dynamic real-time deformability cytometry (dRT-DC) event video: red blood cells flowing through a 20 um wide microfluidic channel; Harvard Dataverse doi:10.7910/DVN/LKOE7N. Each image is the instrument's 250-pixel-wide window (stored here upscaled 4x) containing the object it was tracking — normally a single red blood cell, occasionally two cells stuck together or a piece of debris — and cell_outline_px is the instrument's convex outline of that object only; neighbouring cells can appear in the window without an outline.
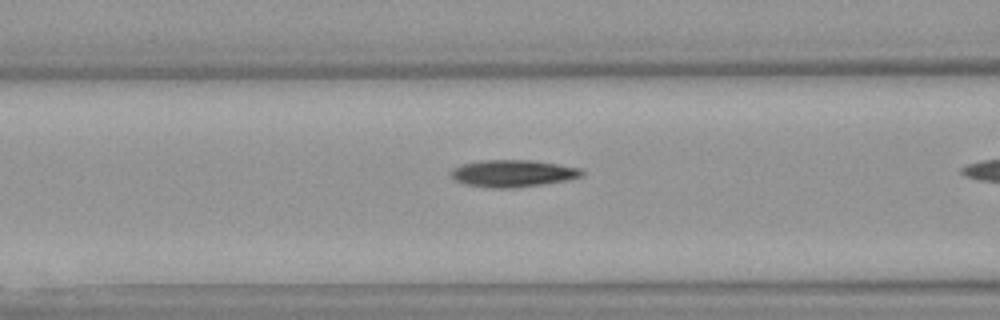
{"species": "Egyptian fruit bat (a non-hibernating species)", "species_latin": "Rousettus aegyptiacus", "temperature_condition": "warm", "stored_images_in_passage": 20, "camera_frame_rate_fps": 3000, "um_per_image_px": 0.085, "animal": {"sex": "female"}, "frame": {"image": 1, "passage_image": 12, "time_ms": 3.667, "image_size_px": [1000, 320], "cell_outline_px": [[584, 176], [564, 180], [540, 184], [508, 188], [492, 188], [464, 184], [456, 180], [448, 172], [452, 168], [464, 164], [480, 160], [532, 160], [580, 168], [584, 172]], "centroid_in_image_um": [43.55, 14.73], "position_along_channel_um": 123.0, "area_um2": 20.4}}